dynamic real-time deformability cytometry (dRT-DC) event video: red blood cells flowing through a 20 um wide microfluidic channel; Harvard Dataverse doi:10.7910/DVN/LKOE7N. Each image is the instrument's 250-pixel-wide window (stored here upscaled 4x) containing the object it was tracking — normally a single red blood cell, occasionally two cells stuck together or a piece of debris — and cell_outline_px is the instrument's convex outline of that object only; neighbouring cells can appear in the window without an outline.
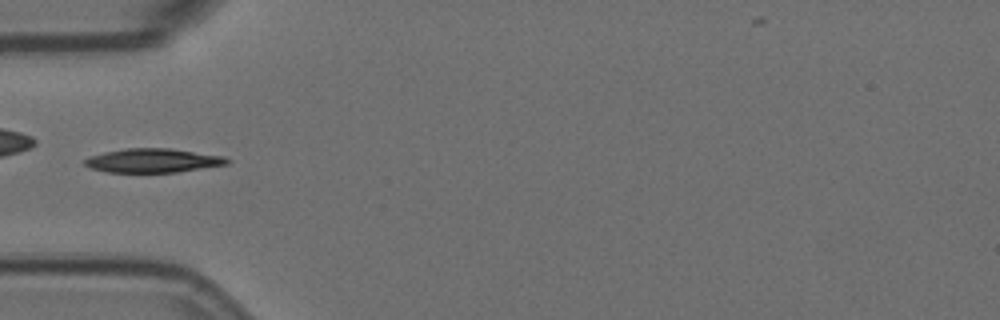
{"species": "Egyptian fruit bat (a non-hibernating species)", "species_latin": "Rousettus aegyptiacus", "temperature_condition": "room temperature", "stored_images_in_passage": 5, "camera_frame_rate_fps": 3000, "um_per_image_px": 0.085, "animal": {"sex": "female"}, "frame": {"image": 1, "passage_image": 5, "time_ms": 1.333, "image_size_px": [1000, 320], "cell_outline_px": [[228, 164], [176, 172], [108, 172], [92, 168], [84, 164], [84, 160], [88, 156], [104, 152], [128, 148], [168, 148], [224, 156], [228, 160]], "centroid_in_image_um": [12.97, 13.64], "position_along_channel_um": 72.0, "area_um2": 19.65}}